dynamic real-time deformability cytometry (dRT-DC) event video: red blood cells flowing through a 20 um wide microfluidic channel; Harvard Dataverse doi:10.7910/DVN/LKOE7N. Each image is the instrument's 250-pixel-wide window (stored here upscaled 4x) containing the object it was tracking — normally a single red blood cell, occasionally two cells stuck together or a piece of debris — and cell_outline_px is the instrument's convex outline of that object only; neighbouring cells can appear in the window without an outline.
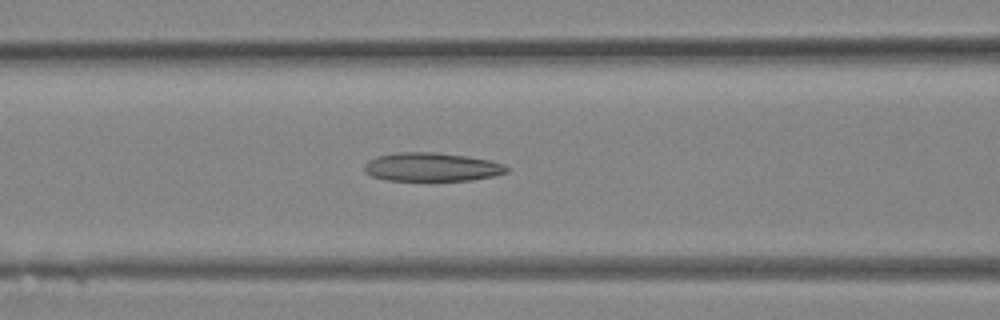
{"species": "Egyptian fruit bat (a non-hibernating species)", "species_latin": "Rousettus aegyptiacus", "temperature_condition": "room temperature", "stored_images_in_passage": 32, "camera_frame_rate_fps": 3000, "um_per_image_px": 0.085, "animal": {"sex": "female"}, "frame": {"image": 1, "passage_image": 13, "time_ms": 4.0, "image_size_px": [1000, 320], "cell_outline_px": [[508, 172], [496, 176], [472, 180], [388, 180], [372, 176], [364, 172], [364, 164], [368, 160], [376, 156], [396, 152], [436, 152], [468, 156], [492, 160], [504, 164], [508, 168]], "centroid_in_image_um": [36.72, 14.18], "position_along_channel_um": 129.9, "area_um2": 23.99}}
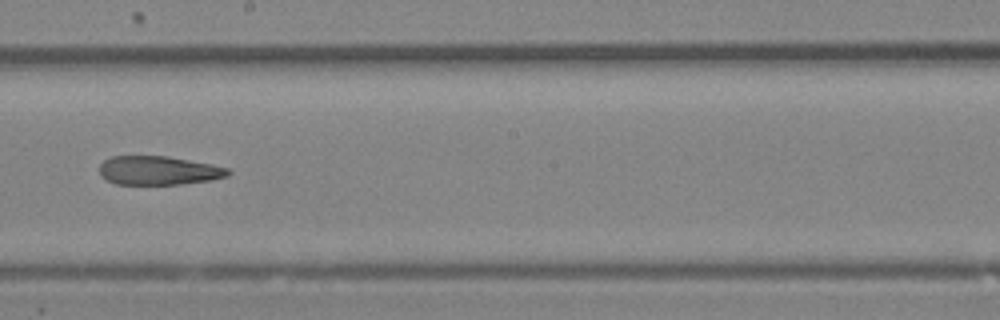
{"frame": {"image": 2, "passage_image": 18, "time_ms": 5.667, "image_size_px": [1000, 320], "cell_outline_px": [[232, 172], [228, 176], [212, 180], [184, 184], [116, 184], [100, 176], [100, 164], [104, 160], [112, 156], [168, 156], [212, 164], [228, 168]], "centroid_in_image_um": [13.51, 14.49], "position_along_channel_um": 234.7, "area_um2": 21.73}}
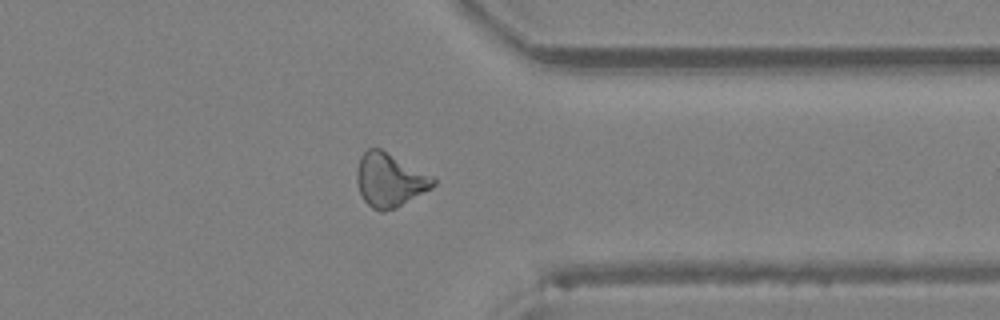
{"frame": {"image": 3, "passage_image": 25, "time_ms": 8.0, "image_size_px": [1000, 320], "cell_outline_px": [[436, 184], [432, 188], [396, 208], [384, 212], [380, 212], [372, 208], [364, 200], [360, 192], [356, 180], [356, 168], [360, 156], [368, 148], [380, 148], [432, 176], [436, 180]], "centroid_in_image_um": [33.1, 15.31], "position_along_channel_um": 378.3, "area_um2": 23.87}}